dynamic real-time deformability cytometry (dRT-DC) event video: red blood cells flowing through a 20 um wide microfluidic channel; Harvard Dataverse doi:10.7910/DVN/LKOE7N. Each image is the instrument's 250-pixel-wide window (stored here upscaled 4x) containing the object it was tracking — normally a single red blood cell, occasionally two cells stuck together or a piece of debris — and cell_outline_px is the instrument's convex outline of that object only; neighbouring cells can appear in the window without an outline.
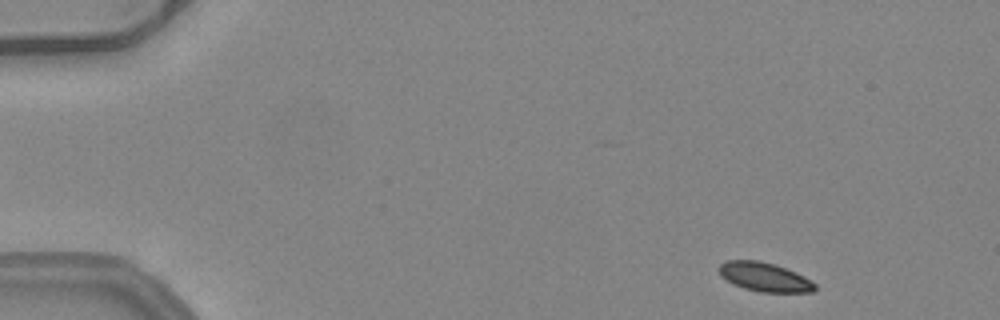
{"species": "common noctule bat (a hibernating species)", "species_latin": "Nyctalus noctula", "temperature_condition": "warm", "stored_images_in_passage": 20, "camera_frame_rate_fps": 3000, "um_per_image_px": 0.085, "animal": {"sex": "female", "body_mass_g": 24.6, "forearm_length_mm": 56.2}, "frame": {"image": 1, "passage_image": 2, "time_ms": 0.333, "image_size_px": [1000, 320], "cell_outline_px": [[816, 288], [812, 292], [760, 292], [744, 288], [732, 284], [720, 276], [720, 264], [724, 260], [760, 260], [796, 272], [812, 280], [816, 284]], "centroid_in_image_um": [64.98, 23.54], "position_along_channel_um": 20.0, "area_um2": 16.24}}
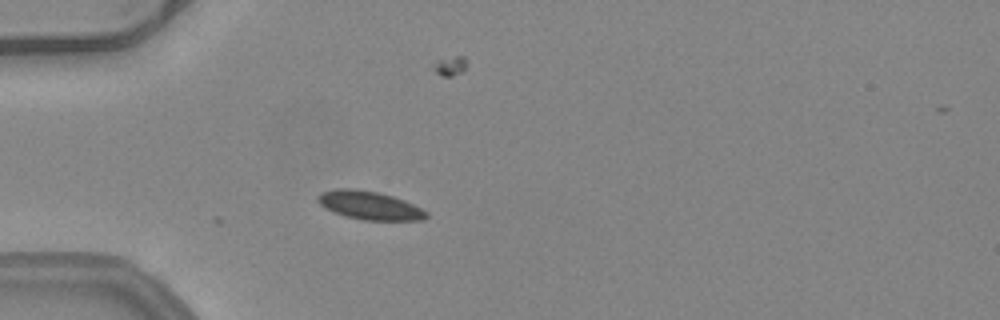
{"frame": {"image": 2, "passage_image": 12, "time_ms": 3.667, "image_size_px": [1000, 320], "cell_outline_px": [[428, 216], [424, 220], [364, 220], [344, 216], [332, 212], [324, 208], [316, 200], [316, 196], [320, 192], [336, 188], [356, 188], [376, 192], [392, 196], [404, 200], [428, 212]], "centroid_in_image_um": [31.35, 17.45], "position_along_channel_um": 53.6, "area_um2": 18.15}}